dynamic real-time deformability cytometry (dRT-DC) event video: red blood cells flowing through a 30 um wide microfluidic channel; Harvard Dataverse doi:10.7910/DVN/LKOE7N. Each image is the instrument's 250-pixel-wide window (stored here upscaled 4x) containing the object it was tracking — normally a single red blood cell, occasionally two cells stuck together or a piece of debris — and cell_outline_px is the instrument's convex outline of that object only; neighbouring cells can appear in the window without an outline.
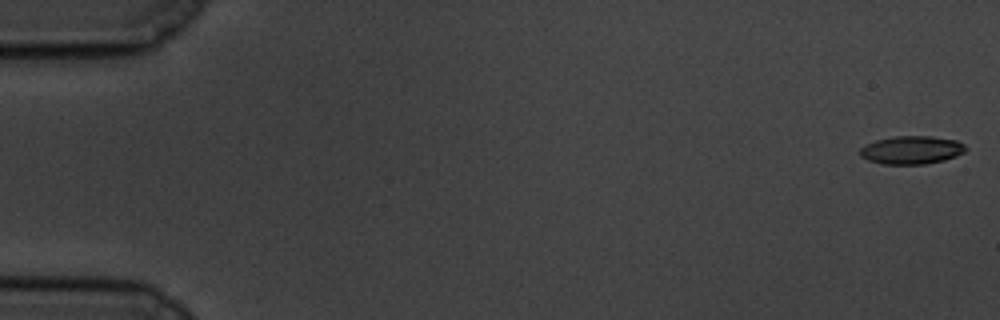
{"species": "common noctule bat (a hibernating species)", "species_latin": "Nyctalus noctula", "temperature_condition": "cold", "stored_images_in_passage": 54, "camera_frame_rate_fps": 3000, "um_per_image_px": 0.085, "animal": {"sex": "male", "body_mass_g": 19.5, "forearm_length_mm": 54.6}, "frame": {"image": 1, "passage_image": 1, "time_ms": 0.0, "image_size_px": [1000, 320], "cell_outline_px": [[968, 148], [964, 152], [956, 156], [944, 160], [924, 164], [884, 164], [868, 160], [860, 156], [860, 148], [864, 144], [876, 140], [896, 136], [932, 136], [956, 140], [964, 144]], "centroid_in_image_um": [77.48, 12.74], "position_along_channel_um": 7.5, "area_um2": 17.4}}
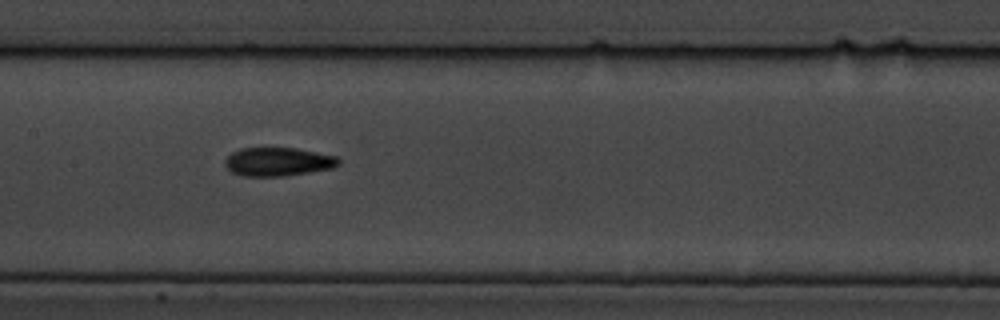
{"frame": {"image": 2, "passage_image": 29, "time_ms": 9.333, "image_size_px": [1000, 320], "cell_outline_px": [[340, 164], [336, 168], [284, 176], [244, 176], [232, 172], [224, 164], [224, 160], [232, 152], [240, 148], [296, 148], [336, 156], [340, 160]], "centroid_in_image_um": [23.65, 13.75], "position_along_channel_um": 183.7, "area_um2": 19.02}}
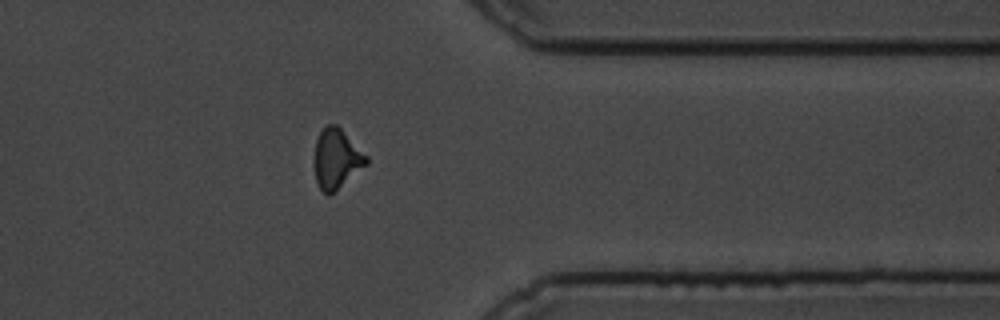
{"frame": {"image": 3, "passage_image": 47, "time_ms": 15.333, "image_size_px": [1000, 320], "cell_outline_px": [[368, 164], [328, 196], [320, 188], [316, 180], [312, 160], [316, 140], [324, 124], [336, 124], [368, 156]], "centroid_in_image_um": [28.57, 13.47], "position_along_channel_um": 382.8, "area_um2": 18.26}}